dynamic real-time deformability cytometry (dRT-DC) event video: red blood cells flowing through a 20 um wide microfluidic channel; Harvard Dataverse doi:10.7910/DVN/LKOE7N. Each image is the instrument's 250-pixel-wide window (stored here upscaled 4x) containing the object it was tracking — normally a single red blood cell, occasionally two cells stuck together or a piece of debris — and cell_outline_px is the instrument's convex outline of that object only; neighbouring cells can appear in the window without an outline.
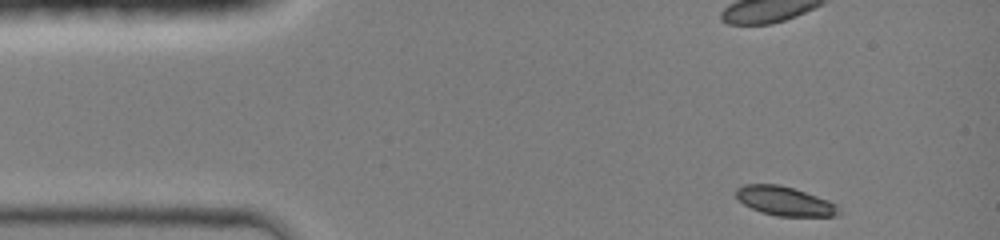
{"species": "common noctule bat (a hibernating species)", "species_latin": "Nyctalus noctula", "temperature_condition": "room temperature", "stored_images_in_passage": 37, "camera_frame_rate_fps": 3000, "um_per_image_px": 0.085, "animal": {"sex": "female", "body_mass_g": 19.0, "forearm_length_mm": 51.5}, "frame": {"image": 1, "passage_image": 1, "time_ms": 0.0, "image_size_px": [1000, 240], "cell_outline_px": [[840, 212], [836, 216], [776, 216], [760, 212], [744, 204], [736, 196], [736, 188], [744, 184], [780, 184], [828, 200], [836, 204]], "centroid_in_image_um": [66.68, 17.09], "position_along_channel_um": 18.3, "area_um2": 17.28}, "authors_computed_cell_mechanics": {"area_um2": 18.207, "velocity_mm_per_s": 4.1923, "shape_relaxation_time_tau1_ms": 4.0747, "shape_relaxation_time_tau2_ms": null, "deformation_change_tau1": 0.1547, "deformation_change_tau2": null}}